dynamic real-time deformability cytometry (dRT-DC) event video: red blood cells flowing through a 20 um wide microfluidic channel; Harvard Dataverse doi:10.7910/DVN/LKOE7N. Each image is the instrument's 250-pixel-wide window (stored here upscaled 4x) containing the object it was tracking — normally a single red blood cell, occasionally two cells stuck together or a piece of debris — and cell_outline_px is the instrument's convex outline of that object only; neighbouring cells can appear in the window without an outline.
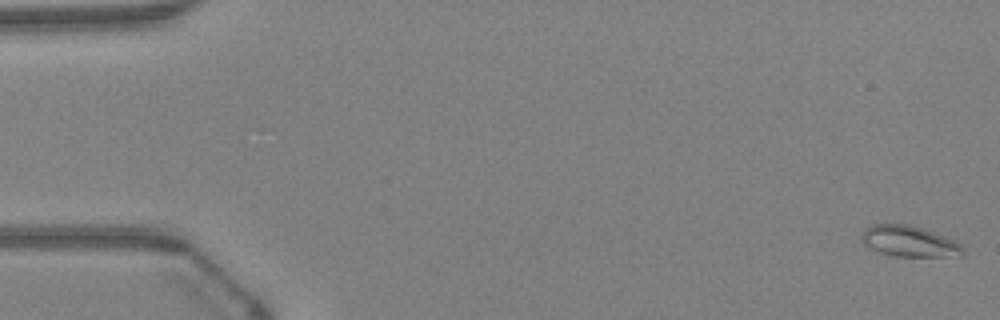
{"species": "Egyptian fruit bat (a non-hibernating species)", "species_latin": "Rousettus aegyptiacus", "temperature_condition": "warm", "stored_images_in_passage": 49, "camera_frame_rate_fps": 3000, "um_per_image_px": 0.085, "animal": {"sex": "female"}, "frame": {"image": 1, "passage_image": 1, "time_ms": 0.0, "image_size_px": [1000, 320], "cell_outline_px": [[964, 252], [960, 256], [892, 256], [876, 252], [868, 248], [864, 244], [860, 236], [864, 228], [872, 224], [912, 224], [936, 232], [956, 240], [964, 248]], "centroid_in_image_um": [77.26, 20.5], "position_along_channel_um": 7.7, "area_um2": 18.73}}
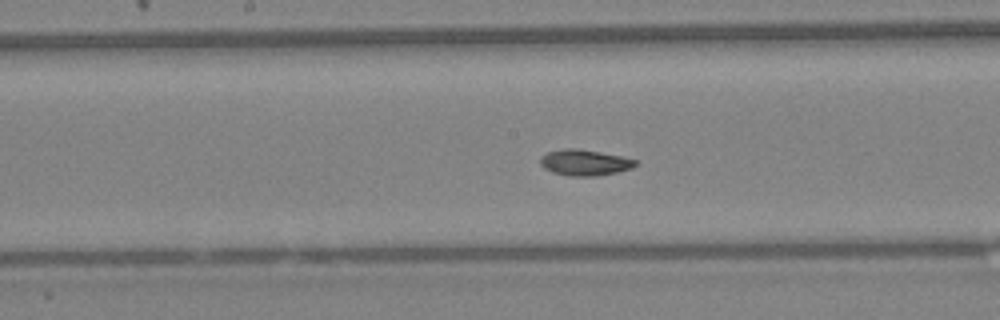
{"frame": {"image": 2, "passage_image": 25, "time_ms": 8.0, "image_size_px": [1000, 320], "cell_outline_px": [[636, 164], [632, 168], [616, 172], [596, 176], [568, 176], [552, 172], [544, 168], [540, 164], [540, 156], [548, 152], [564, 148], [576, 148], [600, 152], [620, 156], [636, 160]], "centroid_in_image_um": [49.65, 13.82], "position_along_channel_um": 198.5, "area_um2": 14.33}}
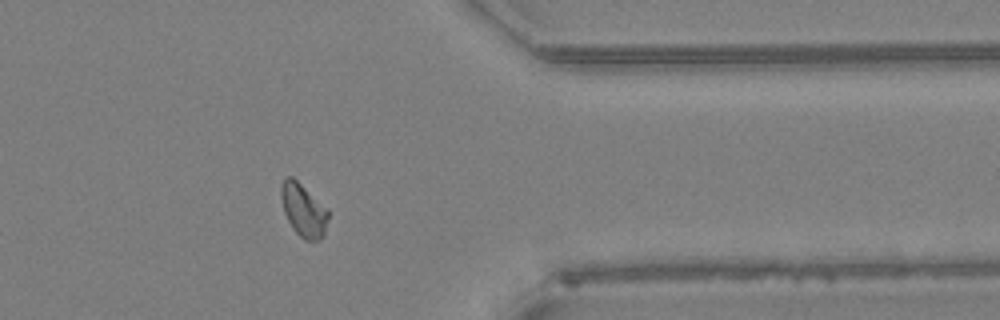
{"frame": {"image": 3, "passage_image": 39, "time_ms": 12.667, "image_size_px": [1000, 320], "cell_outline_px": [[328, 216], [324, 236], [320, 240], [304, 240], [296, 232], [288, 220], [284, 212], [280, 196], [280, 188], [284, 180], [288, 176], [292, 176], [328, 208]], "centroid_in_image_um": [25.8, 17.86], "position_along_channel_um": 385.6, "area_um2": 14.51}, "authors_computed_cell_mechanics": {"area_um2": 14.5078, "velocity_mm_per_s": 4.2948, "shape_relaxation_time_tau1_ms": 5.5852, "shape_relaxation_time_tau2_ms": 1.7214, "deformation_change_tau1": 0.136, "deformation_change_tau2": 0.0408}}